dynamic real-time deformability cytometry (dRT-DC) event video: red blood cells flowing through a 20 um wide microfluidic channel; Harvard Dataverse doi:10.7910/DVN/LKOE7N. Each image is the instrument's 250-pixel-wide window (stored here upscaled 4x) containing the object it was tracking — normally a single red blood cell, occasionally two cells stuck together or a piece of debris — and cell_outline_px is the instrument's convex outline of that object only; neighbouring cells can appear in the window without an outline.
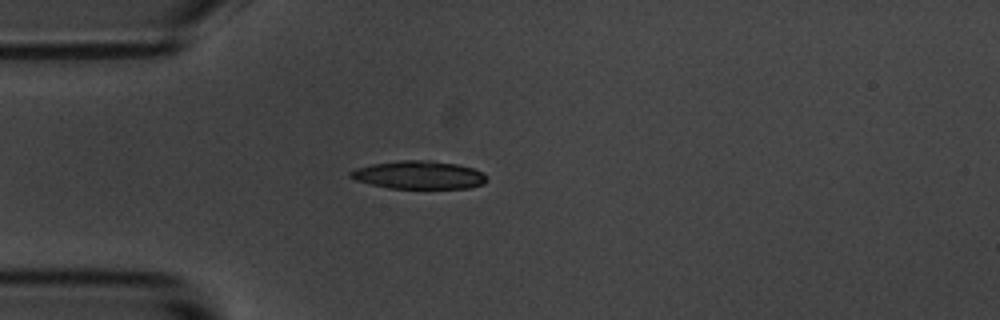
{"species": "common noctule bat (a hibernating species)", "species_latin": "Nyctalus noctula", "temperature_condition": "room temperature", "stored_images_in_passage": 3, "camera_frame_rate_fps": 3000, "um_per_image_px": 0.085, "animal": {"sex": "male", "body_mass_g": 20.1, "forearm_length_mm": 53.5}, "frame": {"image": 1, "passage_image": 2, "time_ms": 1.333, "image_size_px": [1000, 320], "cell_outline_px": [[488, 180], [484, 184], [468, 188], [388, 188], [356, 180], [348, 176], [348, 172], [356, 168], [372, 164], [400, 160], [432, 160], [456, 164], [472, 168], [484, 172], [488, 176]], "centroid_in_image_um": [35.64, 14.87], "position_along_channel_um": 49.4, "area_um2": 22.43}}